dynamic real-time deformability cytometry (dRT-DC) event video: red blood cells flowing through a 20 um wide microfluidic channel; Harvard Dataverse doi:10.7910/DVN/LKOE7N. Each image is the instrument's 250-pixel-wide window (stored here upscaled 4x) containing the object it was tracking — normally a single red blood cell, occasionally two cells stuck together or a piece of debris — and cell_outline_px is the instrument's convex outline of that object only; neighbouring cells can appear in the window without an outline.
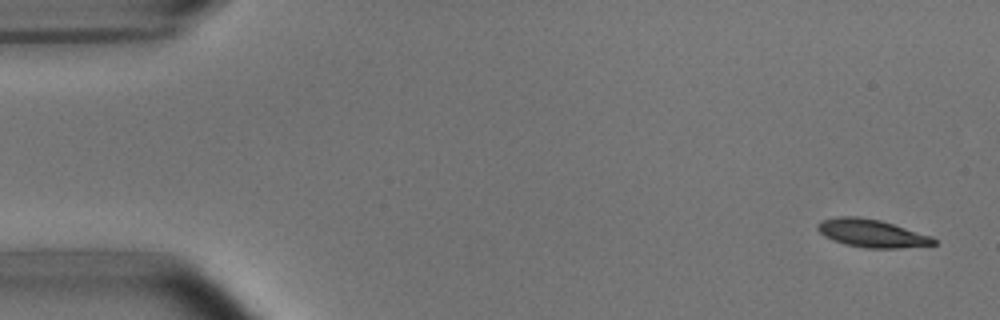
{"species": "common noctule bat (a hibernating species)", "species_latin": "Nyctalus noctula", "temperature_condition": "room temperature", "stored_images_in_passage": 52, "camera_frame_rate_fps": 3000, "um_per_image_px": 0.085, "animal": {"sex": "male", "body_mass_g": 15.6}, "frame": {"image": 1, "passage_image": 2, "time_ms": 0.333, "image_size_px": [1000, 320], "cell_outline_px": [[936, 244], [900, 248], [864, 248], [844, 244], [832, 240], [824, 236], [816, 228], [816, 224], [820, 220], [836, 216], [860, 216], [880, 220], [932, 236], [936, 240]], "centroid_in_image_um": [74.04, 19.82], "position_along_channel_um": 11.0, "area_um2": 19.07}}
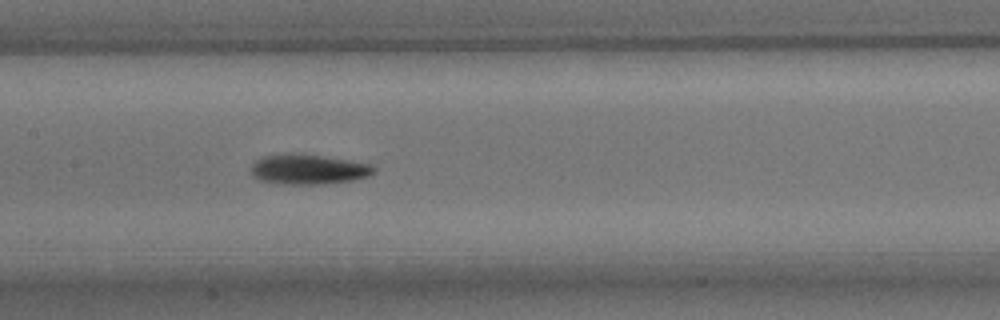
{"frame": {"image": 2, "passage_image": 25, "time_ms": 8.0, "image_size_px": [1000, 320], "cell_outline_px": [[376, 172], [368, 176], [352, 180], [324, 184], [280, 184], [260, 180], [252, 176], [252, 164], [256, 160], [264, 156], [288, 152], [292, 152], [324, 156], [372, 164], [376, 168]], "centroid_in_image_um": [26.21, 14.38], "position_along_channel_um": 181.2, "area_um2": 21.73}}
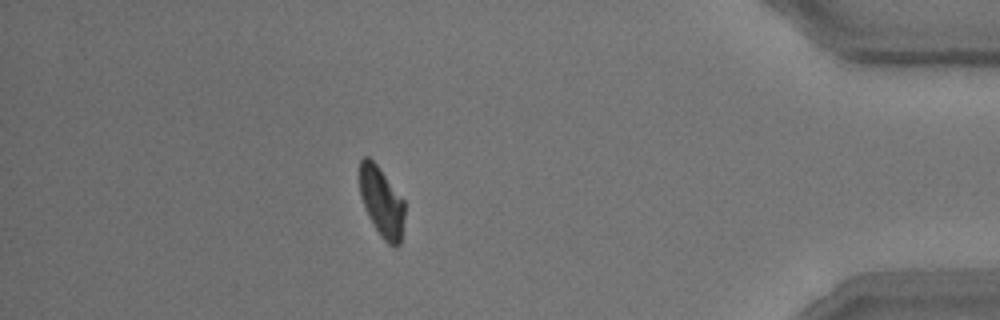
{"frame": {"image": 3, "passage_image": 46, "time_ms": 15.0, "image_size_px": [1000, 320], "cell_outline_px": [[404, 216], [400, 244], [396, 248], [392, 248], [384, 240], [368, 216], [360, 196], [360, 160], [364, 156], [368, 156], [376, 164], [404, 200]], "centroid_in_image_um": [32.44, 17.19], "position_along_channel_um": 402.8, "area_um2": 18.15}, "authors_computed_cell_mechanics": {"area_um2": 19.6809, "velocity_mm_per_s": 3.7897, "shape_relaxation_time_tau1_ms": 2.2758, "shape_relaxation_time_tau2_ms": null, "deformation_change_tau1": 0.1282, "deformation_change_tau2": null}}